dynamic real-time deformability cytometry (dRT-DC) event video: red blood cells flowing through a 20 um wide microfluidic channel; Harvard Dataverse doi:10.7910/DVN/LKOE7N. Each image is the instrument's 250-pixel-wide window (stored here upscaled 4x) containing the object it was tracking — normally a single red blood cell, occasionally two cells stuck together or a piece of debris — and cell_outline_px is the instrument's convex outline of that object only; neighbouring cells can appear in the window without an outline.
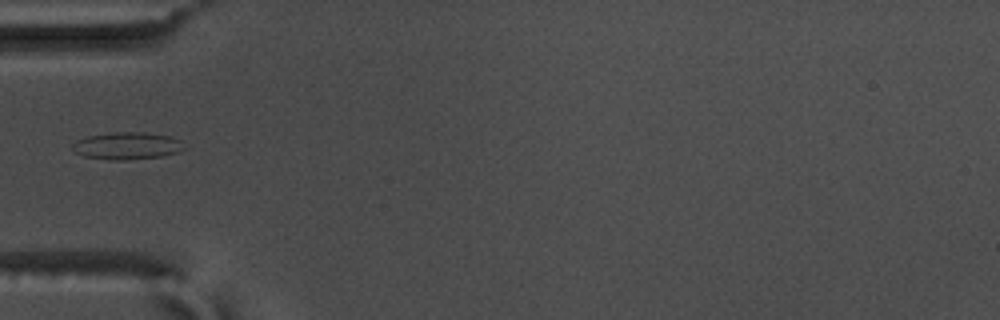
{"species": "common noctule bat (a hibernating species)", "species_latin": "Nyctalus noctula", "temperature_condition": "warm", "stored_images_in_passage": 38, "camera_frame_rate_fps": 3000, "um_per_image_px": 0.085, "animal": {"sex": "male", "body_mass_g": 17.5, "forearm_length_mm": 52.3}, "frame": {"image": 1, "passage_image": 1, "time_ms": 0.0, "image_size_px": [1000, 320], "cell_outline_px": [[188, 148], [164, 156], [124, 160], [108, 160], [84, 156], [76, 152], [72, 148], [72, 144], [76, 140], [88, 136], [112, 132], [144, 132], [172, 136], [180, 140]], "centroid_in_image_um": [10.83, 12.39], "position_along_channel_um": 74.2, "area_um2": 17.92}}
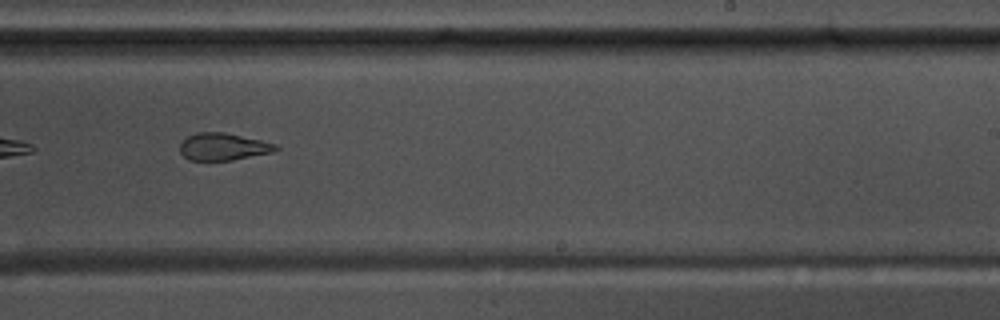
{"frame": {"image": 2, "passage_image": 17, "time_ms": 5.333, "image_size_px": [1000, 320], "cell_outline_px": [[280, 148], [272, 152], [232, 160], [188, 160], [180, 152], [180, 144], [188, 136], [196, 132], [224, 132], [260, 140], [276, 144]], "centroid_in_image_um": [18.96, 12.47], "position_along_channel_um": 270.0, "area_um2": 15.09}}
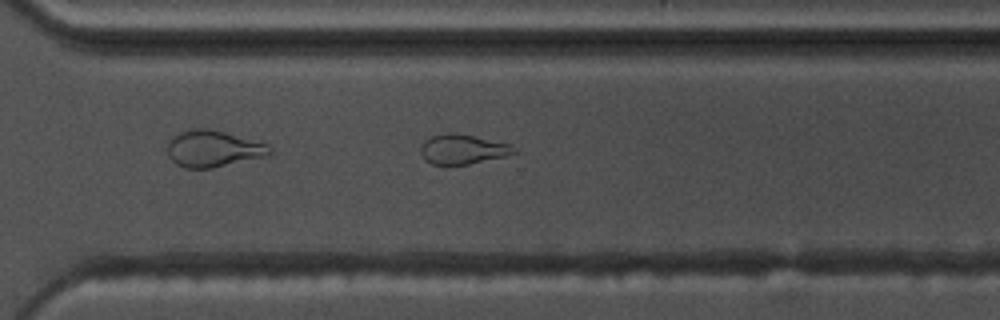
{"frame": {"image": 3, "passage_image": 22, "time_ms": 7.0, "image_size_px": [1000, 320], "cell_outline_px": [[516, 152], [508, 156], [468, 164], [432, 164], [424, 160], [420, 152], [420, 148], [424, 140], [432, 136], [448, 132], [456, 132], [512, 144], [516, 148]], "centroid_in_image_um": [39.34, 12.67], "position_along_channel_um": 331.3, "area_um2": 16.36}}